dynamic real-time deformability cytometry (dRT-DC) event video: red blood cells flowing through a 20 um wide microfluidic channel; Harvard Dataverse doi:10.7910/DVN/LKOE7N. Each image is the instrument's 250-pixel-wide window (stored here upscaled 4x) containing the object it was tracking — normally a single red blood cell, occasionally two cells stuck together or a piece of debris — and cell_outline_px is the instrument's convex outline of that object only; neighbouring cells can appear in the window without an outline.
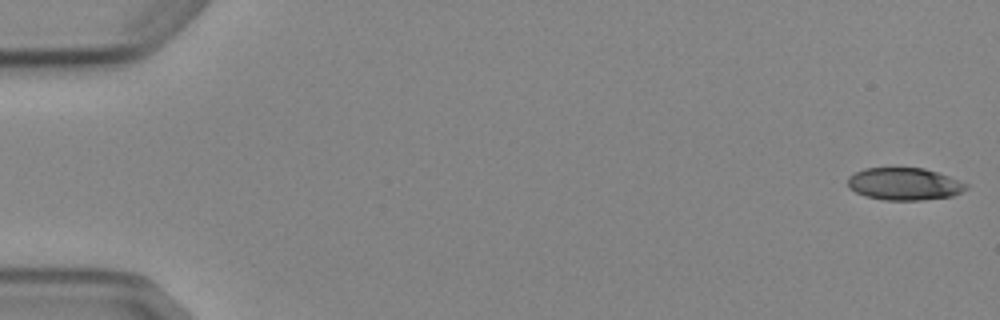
{"species": "Egyptian fruit bat (a non-hibernating species)", "species_latin": "Rousettus aegyptiacus", "temperature_condition": "cold", "stored_images_in_passage": 6, "camera_frame_rate_fps": 3000, "um_per_image_px": 0.085, "animal": {"sex": "female"}, "frame": {"image": 1, "passage_image": 1, "time_ms": 0.0, "image_size_px": [1000, 320], "cell_outline_px": [[968, 188], [952, 196], [920, 200], [884, 200], [864, 196], [848, 188], [848, 176], [864, 168], [924, 168], [948, 176], [968, 184]], "centroid_in_image_um": [76.84, 15.64], "position_along_channel_um": 8.2, "area_um2": 22.25}}
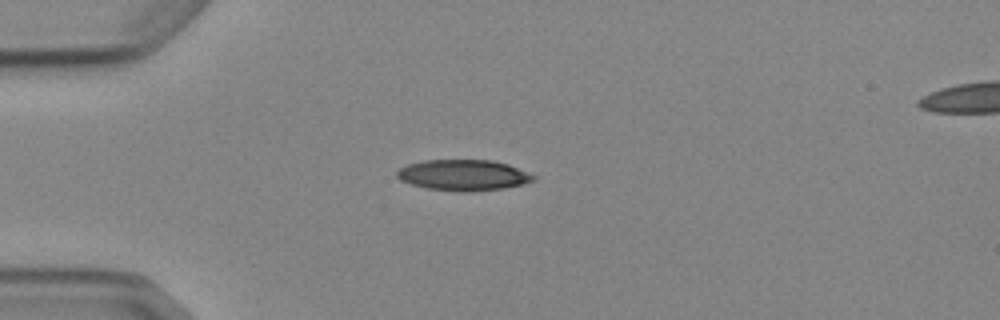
{"frame": {"image": 2, "passage_image": 4, "time_ms": 4.333, "image_size_px": [1000, 320], "cell_outline_px": [[536, 180], [524, 184], [504, 188], [468, 192], [460, 192], [428, 188], [412, 184], [400, 180], [396, 176], [396, 172], [400, 168], [408, 164], [424, 160], [492, 160], [508, 164], [536, 176]], "centroid_in_image_um": [39.4, 14.89], "position_along_channel_um": 45.6, "area_um2": 24.57}}
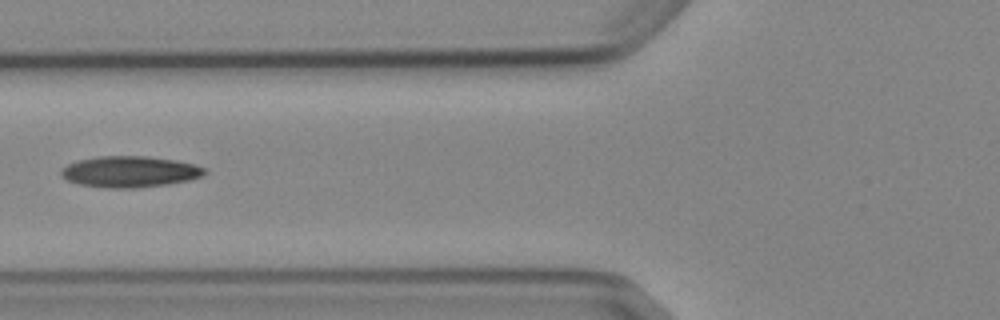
{"frame": {"image": 3, "passage_image": 6, "time_ms": 6.667, "image_size_px": [1000, 320], "cell_outline_px": [[208, 172], [204, 176], [188, 180], [168, 184], [132, 188], [112, 188], [80, 184], [68, 180], [60, 176], [60, 168], [76, 160], [100, 156], [144, 156], [176, 160], [192, 164], [204, 168]], "centroid_in_image_um": [11.01, 14.59], "position_along_channel_um": 114.8, "area_um2": 26.01}}